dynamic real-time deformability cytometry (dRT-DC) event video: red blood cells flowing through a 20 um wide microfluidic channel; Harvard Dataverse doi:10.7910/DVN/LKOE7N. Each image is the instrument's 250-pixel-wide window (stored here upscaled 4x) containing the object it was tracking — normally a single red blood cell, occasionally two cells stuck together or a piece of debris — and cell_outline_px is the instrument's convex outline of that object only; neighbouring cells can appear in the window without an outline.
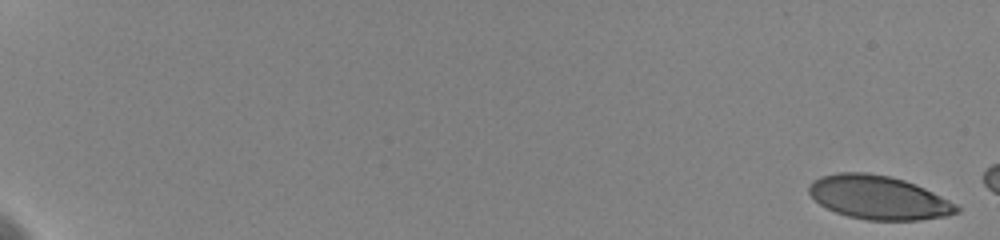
{"species": "human", "species_latin": "Homo sapiens", "temperature_condition": "cold", "stored_images_in_passage": 8, "camera_frame_rate_fps": 3000, "um_per_image_px": 0.085, "donor": {"sex": "female"}, "frame": {"image": 1, "passage_image": 1, "time_ms": 0.0, "image_size_px": [1000, 240], "cell_outline_px": [[960, 212], [948, 216], [920, 220], [868, 220], [848, 216], [836, 212], [820, 204], [808, 192], [808, 184], [812, 180], [820, 176], [840, 172], [868, 172], [888, 176], [904, 180], [916, 184], [956, 204], [960, 208]], "centroid_in_image_um": [74.67, 16.78], "position_along_channel_um": 10.3, "area_um2": 37.57}}